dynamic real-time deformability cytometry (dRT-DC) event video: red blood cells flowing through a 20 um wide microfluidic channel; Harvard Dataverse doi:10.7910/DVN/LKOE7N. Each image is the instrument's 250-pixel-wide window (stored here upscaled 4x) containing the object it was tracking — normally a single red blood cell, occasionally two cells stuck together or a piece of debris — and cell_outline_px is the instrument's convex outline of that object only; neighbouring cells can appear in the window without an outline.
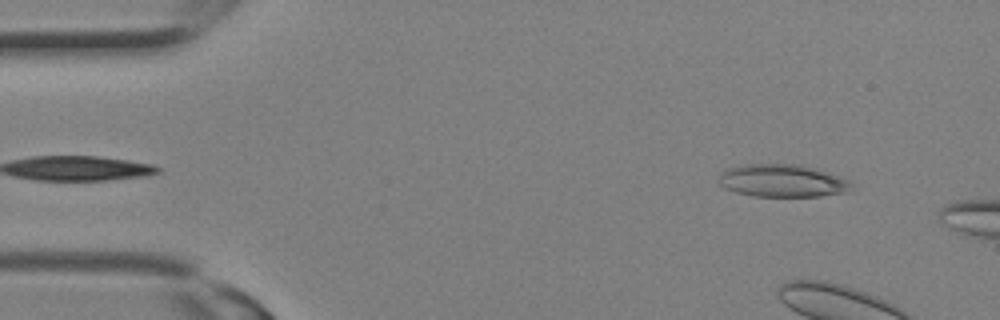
{"species": "Egyptian fruit bat (a non-hibernating species)", "species_latin": "Rousettus aegyptiacus", "temperature_condition": "room temperature", "stored_images_in_passage": 3, "camera_frame_rate_fps": 3000, "um_per_image_px": 0.085, "animal": {"sex": "female"}, "frame": {"image": 1, "passage_image": 1, "time_ms": 0.0, "image_size_px": [1000, 320], "cell_outline_px": [[856, 188], [852, 192], [820, 196], [752, 196], [736, 192], [724, 188], [720, 184], [720, 172], [724, 168], [744, 164], [804, 164], [816, 168], [848, 180]], "centroid_in_image_um": [66.53, 15.36], "position_along_channel_um": 18.5, "area_um2": 25.66}}